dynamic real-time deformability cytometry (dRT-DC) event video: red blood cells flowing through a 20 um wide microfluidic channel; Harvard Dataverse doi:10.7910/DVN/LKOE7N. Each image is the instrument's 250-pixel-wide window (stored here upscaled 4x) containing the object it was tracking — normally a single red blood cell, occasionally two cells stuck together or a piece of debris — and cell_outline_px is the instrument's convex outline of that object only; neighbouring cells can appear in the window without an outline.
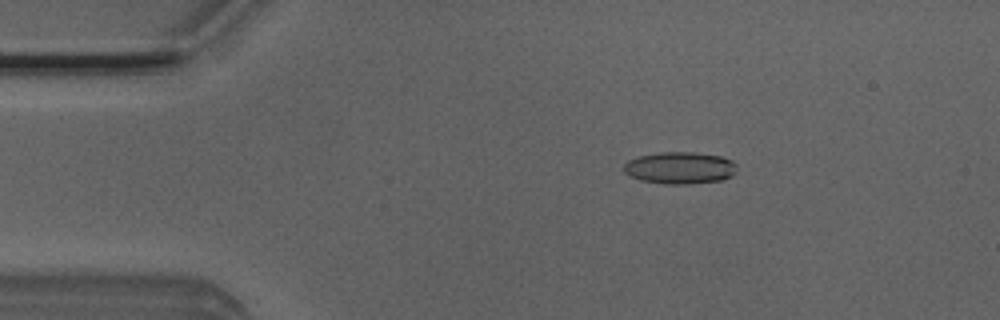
{"species": "Egyptian fruit bat (a non-hibernating species)", "species_latin": "Rousettus aegyptiacus", "temperature_condition": "room temperature", "stored_images_in_passage": 45, "camera_frame_rate_fps": 3000, "um_per_image_px": 0.085, "animal": {"sex": "male"}, "frame": {"image": 1, "passage_image": 3, "time_ms": 0.667, "image_size_px": [1000, 320], "cell_outline_px": [[736, 172], [732, 176], [720, 180], [688, 184], [664, 184], [640, 180], [628, 176], [624, 172], [624, 164], [628, 160], [636, 156], [660, 152], [692, 152], [720, 156], [732, 160], [736, 164]], "centroid_in_image_um": [57.76, 14.27], "position_along_channel_um": 27.2, "area_um2": 21.27}}
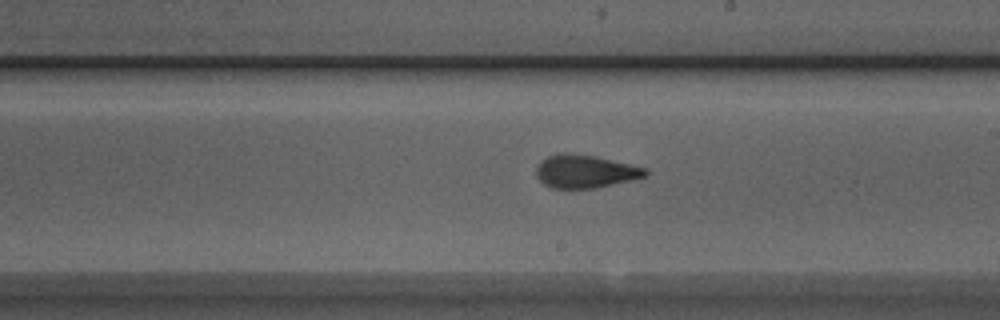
{"frame": {"image": 2, "passage_image": 23, "time_ms": 7.333, "image_size_px": [1000, 320], "cell_outline_px": [[648, 176], [632, 180], [596, 188], [552, 188], [544, 184], [536, 176], [536, 168], [540, 160], [556, 152], [564, 152], [596, 156], [648, 168]], "centroid_in_image_um": [49.74, 14.55], "position_along_channel_um": 239.3, "area_um2": 21.33}}
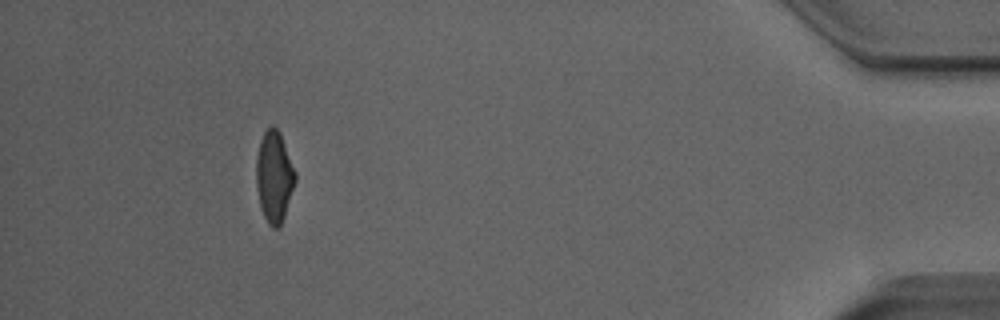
{"frame": {"image": 3, "passage_image": 41, "time_ms": 13.333, "image_size_px": [1000, 320], "cell_outline_px": [[296, 180], [280, 228], [272, 228], [268, 224], [260, 208], [256, 188], [256, 156], [260, 140], [264, 132], [272, 124], [280, 132], [296, 172]], "centroid_in_image_um": [23.29, 15.02], "position_along_channel_um": 411.9, "area_um2": 20.92}, "authors_computed_cell_mechanics": {"area_um2": 20.9814, "velocity_mm_per_s": 4.005, "shape_relaxation_time_tau1_ms": 5.0135, "shape_relaxation_time_tau2_ms": 1.402, "deformation_change_tau1": 0.1579, "deformation_change_tau2": 0.0889}}